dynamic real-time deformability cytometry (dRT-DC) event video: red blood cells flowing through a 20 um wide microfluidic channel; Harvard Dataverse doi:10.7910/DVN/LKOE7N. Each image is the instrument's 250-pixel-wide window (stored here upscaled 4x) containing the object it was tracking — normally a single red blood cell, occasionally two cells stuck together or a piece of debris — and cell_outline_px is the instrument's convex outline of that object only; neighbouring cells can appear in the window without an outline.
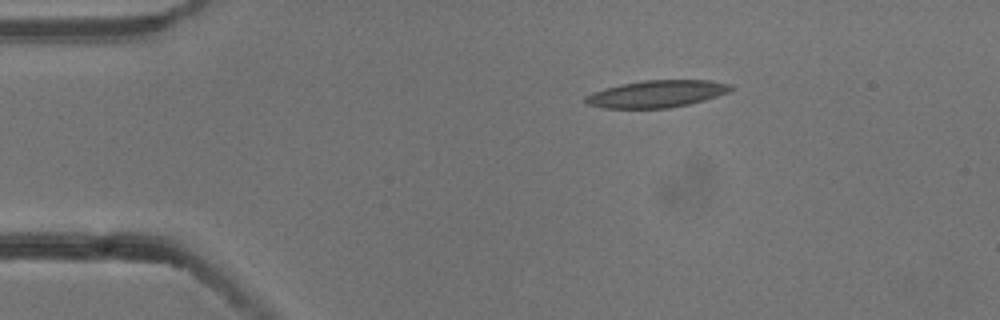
{"species": "common noctule bat (a hibernating species)", "species_latin": "Nyctalus noctula", "temperature_condition": "cold", "stored_images_in_passage": 7, "camera_frame_rate_fps": 3000, "um_per_image_px": 0.085, "animal": {"sex": "male", "body_mass_g": 13.3}, "frame": {"image": 1, "passage_image": 1, "time_ms": 0.0, "image_size_px": [1000, 320], "cell_outline_px": [[732, 88], [728, 92], [704, 100], [688, 104], [668, 108], [604, 108], [584, 104], [584, 96], [608, 88], [624, 84], [644, 80], [708, 80], [732, 84]], "centroid_in_image_um": [55.82, 7.98], "position_along_channel_um": 29.2, "area_um2": 22.66}}
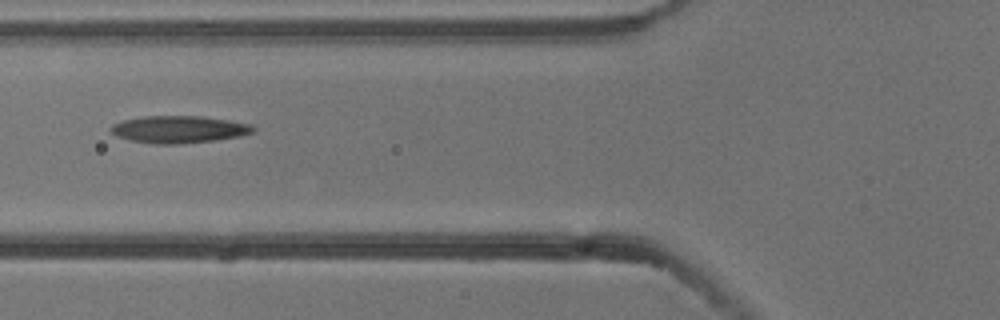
{"frame": {"image": 2, "passage_image": 4, "time_ms": 1.0, "image_size_px": [1000, 320], "cell_outline_px": [[256, 132], [240, 136], [216, 140], [176, 144], [156, 144], [132, 140], [116, 136], [108, 128], [112, 124], [124, 120], [144, 116], [200, 116], [228, 120], [252, 124], [256, 128]], "centroid_in_image_um": [15.24, 10.99], "position_along_channel_um": 110.6, "area_um2": 22.6}}
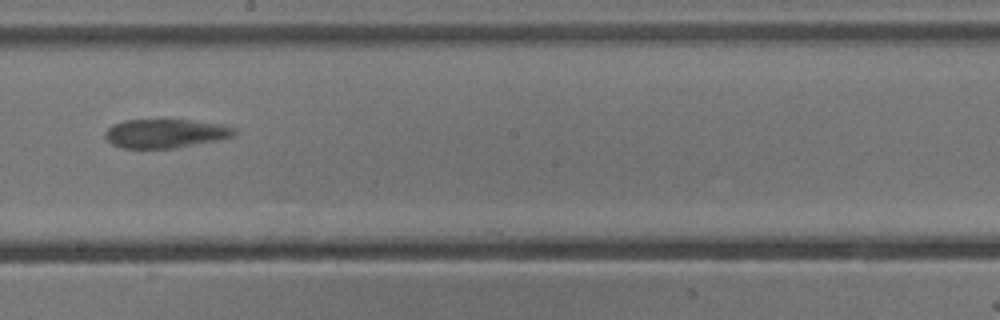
{"frame": {"image": 3, "passage_image": 7, "time_ms": 2.0, "image_size_px": [1000, 320], "cell_outline_px": [[240, 132], [236, 136], [220, 140], [172, 148], [120, 148], [112, 144], [104, 136], [104, 132], [112, 124], [124, 120], [192, 120], [220, 124], [236, 128]], "centroid_in_image_um": [14.1, 11.34], "position_along_channel_um": 234.1, "area_um2": 21.96}}